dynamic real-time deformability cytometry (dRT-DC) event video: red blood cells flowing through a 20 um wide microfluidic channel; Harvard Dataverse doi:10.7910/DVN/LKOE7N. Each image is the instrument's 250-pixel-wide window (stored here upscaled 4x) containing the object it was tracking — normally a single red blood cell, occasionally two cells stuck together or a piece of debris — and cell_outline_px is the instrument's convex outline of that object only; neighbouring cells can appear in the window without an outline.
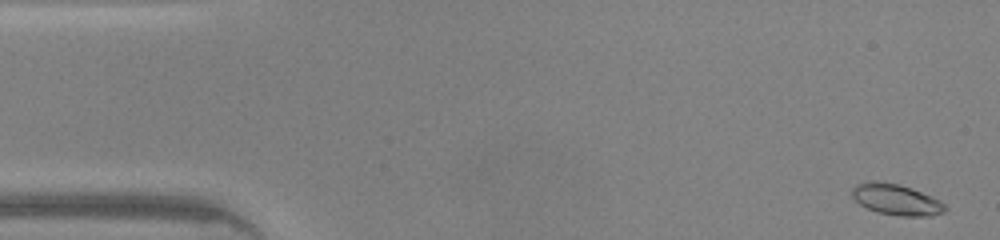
{"species": "common noctule bat (a hibernating species)", "species_latin": "Nyctalus noctula", "temperature_condition": "warm", "stored_images_in_passage": 45, "camera_frame_rate_fps": 3000, "um_per_image_px": 0.085, "animal": {"sex": "male", "body_mass_g": 20.0, "forearm_length_mm": 53.3}, "frame": {"image": 1, "passage_image": 1, "time_ms": 0.0, "image_size_px": [1000, 240], "cell_outline_px": [[948, 208], [944, 212], [932, 216], [900, 216], [876, 212], [860, 204], [852, 196], [852, 188], [856, 184], [868, 180], [880, 180], [900, 184], [912, 188], [940, 200]], "centroid_in_image_um": [76.18, 16.95], "position_along_channel_um": 8.8, "area_um2": 17.05}}
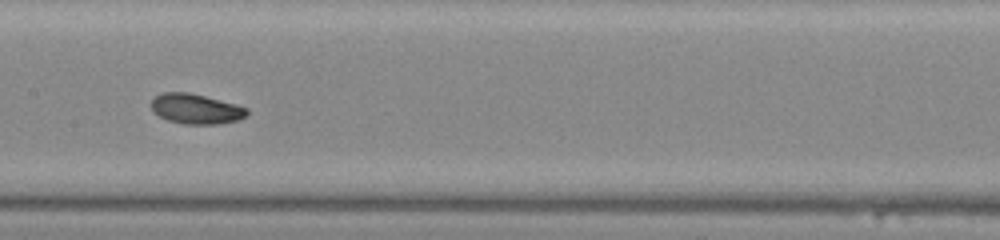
{"frame": {"image": 2, "passage_image": 22, "time_ms": 7.0, "image_size_px": [1000, 240], "cell_outline_px": [[248, 112], [244, 116], [236, 120], [216, 124], [184, 124], [168, 120], [152, 112], [152, 100], [156, 96], [164, 92], [188, 92], [236, 104], [248, 108]], "centroid_in_image_um": [16.63, 9.25], "position_along_channel_um": 190.8, "area_um2": 16.53}}
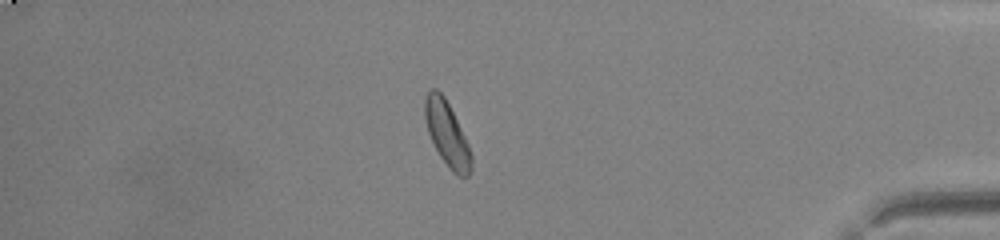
{"frame": {"image": 3, "passage_image": 39, "time_ms": 12.667, "image_size_px": [1000, 240], "cell_outline_px": [[472, 168], [468, 176], [456, 176], [452, 172], [440, 156], [428, 132], [424, 116], [424, 100], [428, 92], [432, 88], [436, 88], [444, 96], [468, 144], [472, 156]], "centroid_in_image_um": [37.99, 11.39], "position_along_channel_um": 397.2, "area_um2": 17.17}, "authors_computed_cell_mechanics": {"area_um2": 16.762, "velocity_mm_per_s": 4.3564, "shape_relaxation_time_tau1_ms": 1.9453, "shape_relaxation_time_tau2_ms": 4.5799, "deformation_change_tau1": 0.1176, "deformation_change_tau2": 0.084}}